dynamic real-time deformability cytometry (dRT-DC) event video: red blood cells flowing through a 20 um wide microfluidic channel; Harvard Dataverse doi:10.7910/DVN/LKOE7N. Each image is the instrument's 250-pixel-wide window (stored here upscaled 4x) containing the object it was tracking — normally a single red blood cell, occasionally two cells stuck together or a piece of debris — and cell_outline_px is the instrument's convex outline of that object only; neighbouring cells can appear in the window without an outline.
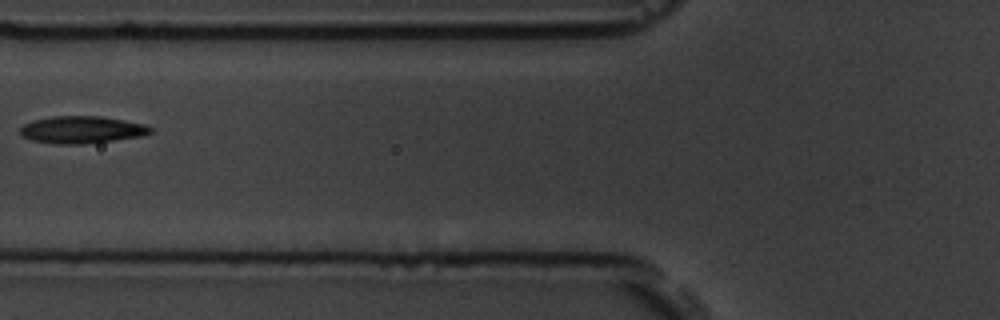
{"species": "common noctule bat (a hibernating species)", "species_latin": "Nyctalus noctula", "temperature_condition": "room temperature", "stored_images_in_passage": 7, "camera_frame_rate_fps": 3000, "um_per_image_px": 0.085, "animal": {"sex": "male", "body_mass_g": 19.5, "forearm_length_mm": 54.6}, "frame": {"image": 1, "passage_image": 7, "time_ms": 7.0, "image_size_px": [1000, 320], "cell_outline_px": [[152, 132], [144, 136], [84, 144], [56, 144], [32, 140], [24, 136], [20, 132], [20, 128], [24, 124], [32, 120], [52, 116], [100, 116], [124, 120], [144, 124], [152, 128]], "centroid_in_image_um": [6.97, 11.02], "position_along_channel_um": 118.8, "area_um2": 20.69}}